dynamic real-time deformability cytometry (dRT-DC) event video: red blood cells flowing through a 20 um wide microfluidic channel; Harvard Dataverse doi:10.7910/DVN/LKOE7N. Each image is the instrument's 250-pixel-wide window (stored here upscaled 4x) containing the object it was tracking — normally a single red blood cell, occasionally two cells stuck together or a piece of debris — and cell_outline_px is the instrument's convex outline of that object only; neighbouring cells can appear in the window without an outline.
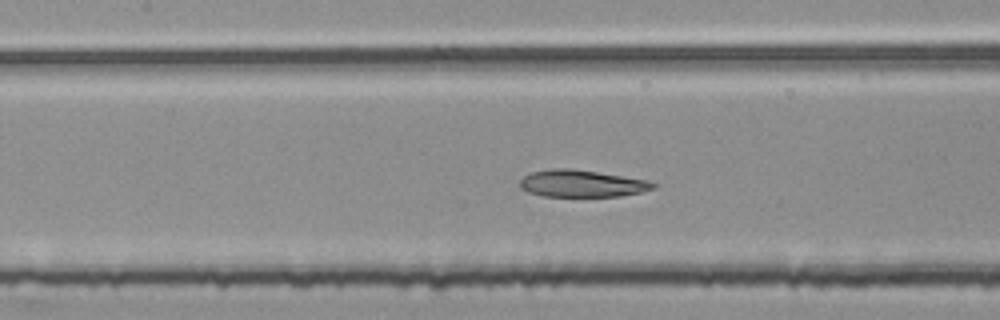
{"species": "common noctule bat (a hibernating species)", "species_latin": "Nyctalus noctula", "temperature_condition": "room temperature", "stored_images_in_passage": 52, "segment_of_instrument_passage": [2, 2], "camera_frame_rate_fps": 3000, "um_per_image_px": 0.085, "animal": {"sex": "female", "body_mass_g": 25.1}, "frame": {"image": 1, "passage_image": 25, "time_ms": 8.0, "image_size_px": [1000, 320], "cell_outline_px": [[656, 188], [640, 192], [620, 196], [544, 196], [528, 192], [520, 188], [520, 180], [528, 172], [552, 168], [572, 168], [648, 180], [656, 184]], "centroid_in_image_um": [49.42, 15.59], "position_along_channel_um": 158.0, "area_um2": 21.04}}
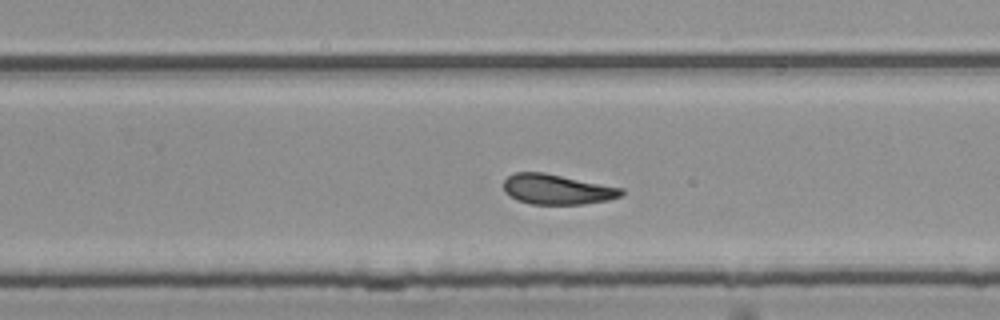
{"frame": {"image": 2, "passage_image": 35, "time_ms": 11.333, "image_size_px": [1000, 320], "cell_outline_px": [[624, 192], [620, 196], [608, 200], [584, 204], [532, 204], [516, 200], [508, 196], [504, 192], [504, 180], [508, 176], [516, 172], [544, 172], [624, 188]], "centroid_in_image_um": [47.33, 16.09], "position_along_channel_um": 282.5, "area_um2": 20.81}}
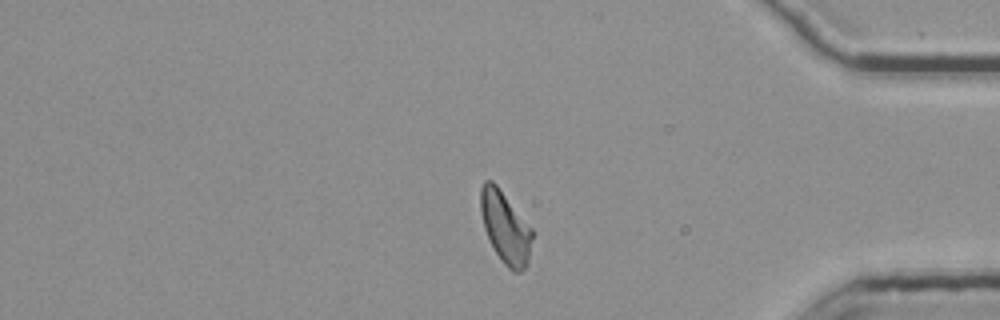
{"frame": {"image": 3, "passage_image": 46, "time_ms": 15.0, "image_size_px": [1000, 320], "cell_outline_px": [[532, 236], [528, 264], [520, 272], [512, 272], [504, 264], [496, 252], [484, 228], [480, 212], [480, 188], [484, 180], [492, 180], [496, 184], [532, 228]], "centroid_in_image_um": [42.94, 19.31], "position_along_channel_um": 392.3, "area_um2": 21.44}}